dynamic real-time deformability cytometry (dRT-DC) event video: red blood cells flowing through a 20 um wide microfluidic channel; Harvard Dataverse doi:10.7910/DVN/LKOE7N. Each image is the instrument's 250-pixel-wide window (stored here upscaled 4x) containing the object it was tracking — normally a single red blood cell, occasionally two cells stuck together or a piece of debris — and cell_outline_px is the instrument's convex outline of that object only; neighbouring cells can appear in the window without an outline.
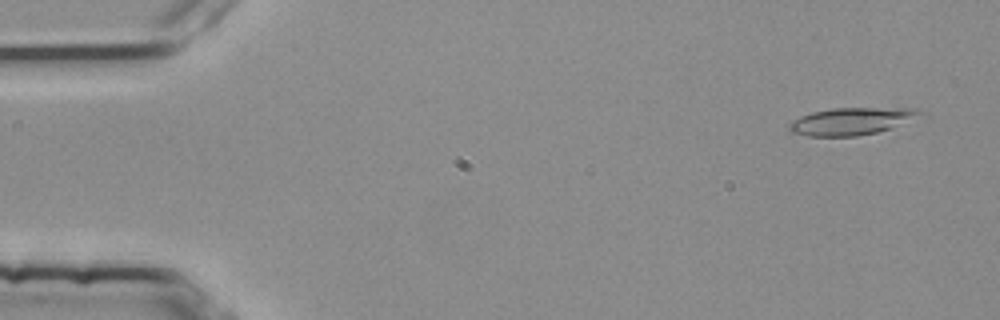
{"species": "common noctule bat (a hibernating species)", "species_latin": "Nyctalus noctula", "temperature_condition": "room temperature", "stored_images_in_passage": 53, "camera_frame_rate_fps": 3000, "um_per_image_px": 0.085, "animal": {"sex": "female", "body_mass_g": 25.1}, "frame": {"image": 1, "passage_image": 3, "time_ms": 0.667, "image_size_px": [1000, 320], "cell_outline_px": [[920, 112], [888, 128], [876, 132], [856, 136], [808, 136], [792, 132], [788, 128], [788, 124], [792, 120], [800, 116], [812, 112], [832, 108], [916, 108]], "centroid_in_image_um": [72.17, 10.3], "position_along_channel_um": 12.8, "area_um2": 19.94}}
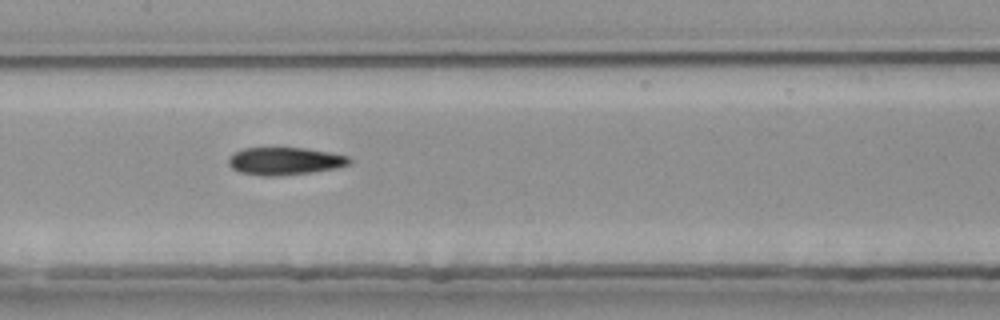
{"frame": {"image": 2, "passage_image": 26, "time_ms": 8.333, "image_size_px": [1000, 320], "cell_outline_px": [[352, 160], [348, 164], [336, 168], [308, 172], [268, 176], [240, 172], [232, 168], [228, 164], [228, 156], [240, 148], [304, 148], [352, 156]], "centroid_in_image_um": [24.19, 13.67], "position_along_channel_um": 183.2, "area_um2": 19.25}}
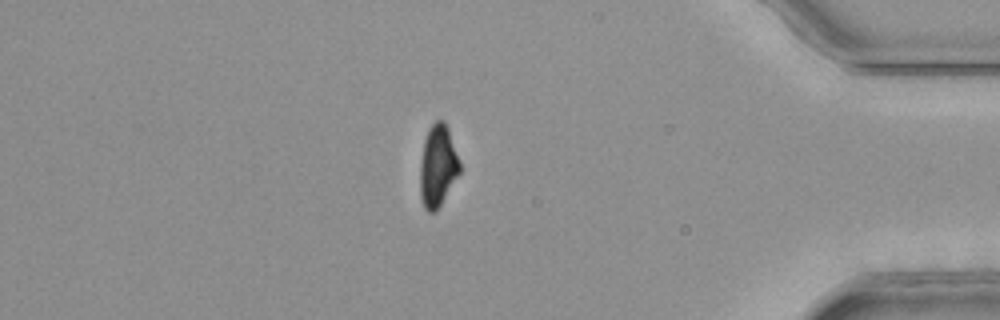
{"frame": {"image": 3, "passage_image": 46, "time_ms": 15.0, "image_size_px": [1000, 320], "cell_outline_px": [[460, 172], [440, 204], [432, 212], [428, 212], [424, 208], [420, 196], [420, 164], [424, 140], [428, 128], [436, 120], [444, 120], [448, 128], [460, 160]], "centroid_in_image_um": [37.2, 14.06], "position_along_channel_um": 398.0, "area_um2": 18.79}, "authors_computed_cell_mechanics": {"area_um2": 19.7676, "velocity_mm_per_s": 3.8018, "shape_relaxation_time_tau1_ms": null, "shape_relaxation_time_tau2_ms": 4.6102, "deformation_change_tau1": null, "deformation_change_tau2": 0.1248}}